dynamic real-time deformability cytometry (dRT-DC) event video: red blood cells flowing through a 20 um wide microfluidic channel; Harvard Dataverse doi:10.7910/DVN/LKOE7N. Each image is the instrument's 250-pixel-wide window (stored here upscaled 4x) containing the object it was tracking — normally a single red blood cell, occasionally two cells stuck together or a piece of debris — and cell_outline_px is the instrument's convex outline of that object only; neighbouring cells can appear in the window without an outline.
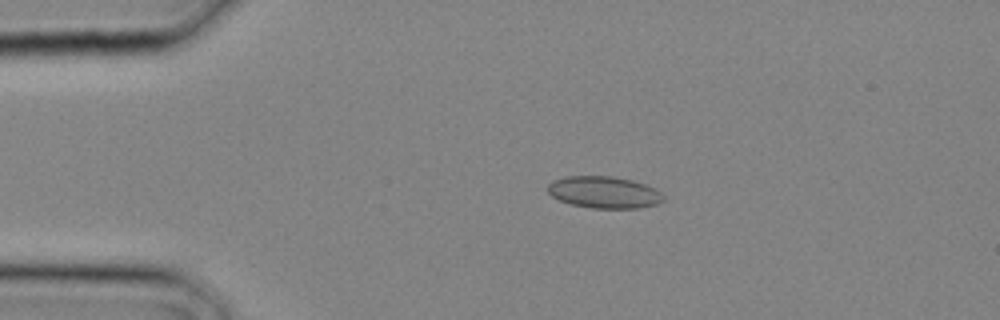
{"species": "common noctule bat (a hibernating species)", "species_latin": "Nyctalus noctula", "temperature_condition": "cold", "stored_images_in_passage": 2, "camera_frame_rate_fps": 3000, "um_per_image_px": 0.085, "animal": {"sex": "male", "body_mass_g": 20.4}, "frame": {"image": 1, "passage_image": 2, "time_ms": 0.333, "image_size_px": [1000, 320], "cell_outline_px": [[664, 200], [656, 204], [640, 208], [592, 208], [572, 204], [560, 200], [552, 196], [548, 192], [548, 184], [552, 180], [564, 176], [612, 176], [632, 180], [656, 188], [664, 196]], "centroid_in_image_um": [51.35, 16.33], "position_along_channel_um": 33.7, "area_um2": 21.5}}